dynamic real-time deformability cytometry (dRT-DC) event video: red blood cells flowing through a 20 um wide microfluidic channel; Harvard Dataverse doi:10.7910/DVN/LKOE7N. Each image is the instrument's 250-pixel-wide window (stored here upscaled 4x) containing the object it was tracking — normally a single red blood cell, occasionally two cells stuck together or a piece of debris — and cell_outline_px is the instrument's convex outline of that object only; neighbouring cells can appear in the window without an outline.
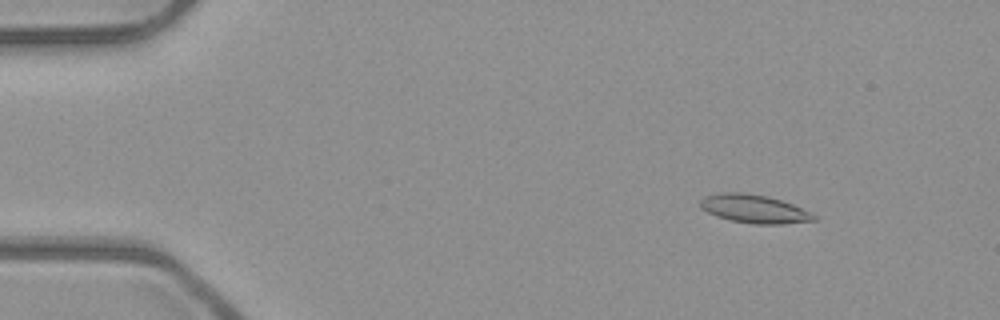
{"species": "common noctule bat (a hibernating species)", "species_latin": "Nyctalus noctula", "temperature_condition": "room temperature", "stored_images_in_passage": 16, "camera_frame_rate_fps": 3000, "um_per_image_px": 0.085, "animal": {"sex": "male", "body_mass_g": 23.1, "forearm_length_mm": 52.7}, "frame": {"image": 1, "passage_image": 7, "time_ms": 2.0, "image_size_px": [1000, 320], "cell_outline_px": [[816, 220], [780, 224], [756, 224], [728, 220], [716, 216], [700, 208], [700, 200], [704, 196], [720, 192], [744, 192], [768, 196], [792, 204], [816, 216]], "centroid_in_image_um": [64.04, 17.74], "position_along_channel_um": 21.0, "area_um2": 18.73}}